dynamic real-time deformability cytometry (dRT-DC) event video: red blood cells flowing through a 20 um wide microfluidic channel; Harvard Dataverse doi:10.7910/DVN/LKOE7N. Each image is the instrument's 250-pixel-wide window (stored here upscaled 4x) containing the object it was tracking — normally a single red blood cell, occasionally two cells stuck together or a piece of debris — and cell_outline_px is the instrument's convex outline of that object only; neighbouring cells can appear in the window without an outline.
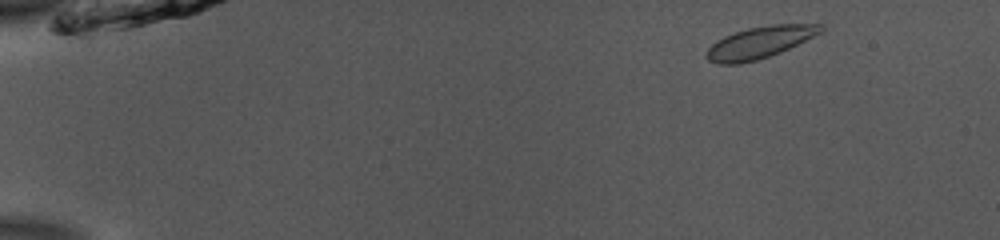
{"species": "common noctule bat (a hibernating species)", "species_latin": "Nyctalus noctula", "temperature_condition": "room temperature", "stored_images_in_passage": 49, "camera_frame_rate_fps": 3000, "um_per_image_px": 0.085, "animal": {"sex": "male", "body_mass_g": 13.0, "forearm_length_mm": 53.1}, "frame": {"image": 1, "passage_image": 3, "time_ms": 0.667, "image_size_px": [1000, 240], "cell_outline_px": [[824, 28], [820, 32], [780, 52], [756, 60], [740, 64], [716, 64], [708, 60], [704, 56], [708, 48], [716, 40], [724, 36], [748, 28], [772, 24], [824, 24]], "centroid_in_image_um": [64.51, 3.61], "position_along_channel_um": 20.5, "area_um2": 20.92}}
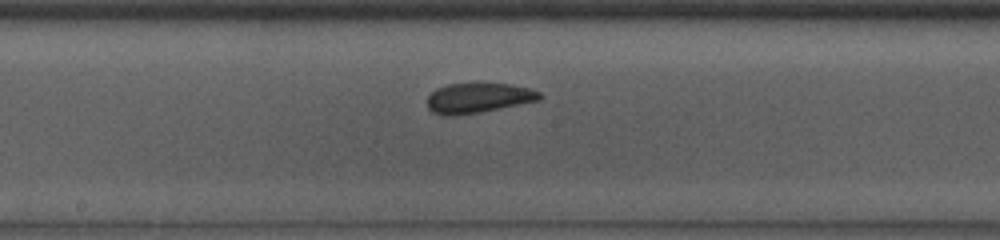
{"frame": {"image": 2, "passage_image": 26, "time_ms": 8.333, "image_size_px": [1000, 240], "cell_outline_px": [[544, 96], [540, 100], [480, 112], [456, 116], [440, 116], [432, 112], [428, 108], [428, 96], [436, 88], [448, 84], [476, 80], [512, 84], [528, 88], [540, 92]], "centroid_in_image_um": [40.64, 8.28], "position_along_channel_um": 207.6, "area_um2": 20.58}}
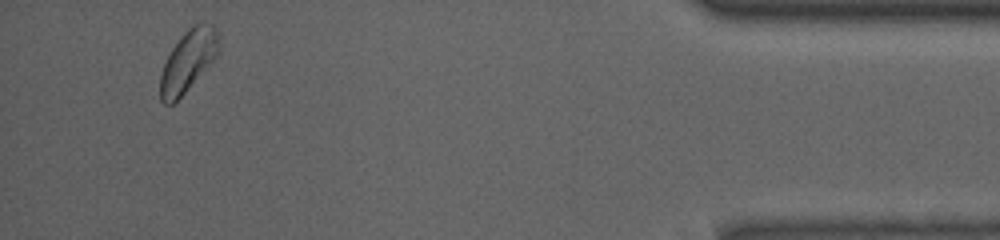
{"frame": {"image": 3, "passage_image": 47, "time_ms": 15.333, "image_size_px": [1000, 240], "cell_outline_px": [[220, 48], [216, 56], [184, 92], [172, 104], [164, 104], [160, 100], [160, 76], [164, 64], [172, 48], [180, 36], [192, 24], [216, 24], [220, 44]], "centroid_in_image_um": [15.99, 5.13], "position_along_channel_um": 419.2, "area_um2": 20.63}, "authors_computed_cell_mechanics": {"area_um2": 20.23, "velocity_mm_per_s": 3.8371, "shape_relaxation_time_tau1_ms": 2.4835, "shape_relaxation_time_tau2_ms": 1.4062, "deformation_change_tau1": 0.0439, "deformation_change_tau2": 0.0391}}